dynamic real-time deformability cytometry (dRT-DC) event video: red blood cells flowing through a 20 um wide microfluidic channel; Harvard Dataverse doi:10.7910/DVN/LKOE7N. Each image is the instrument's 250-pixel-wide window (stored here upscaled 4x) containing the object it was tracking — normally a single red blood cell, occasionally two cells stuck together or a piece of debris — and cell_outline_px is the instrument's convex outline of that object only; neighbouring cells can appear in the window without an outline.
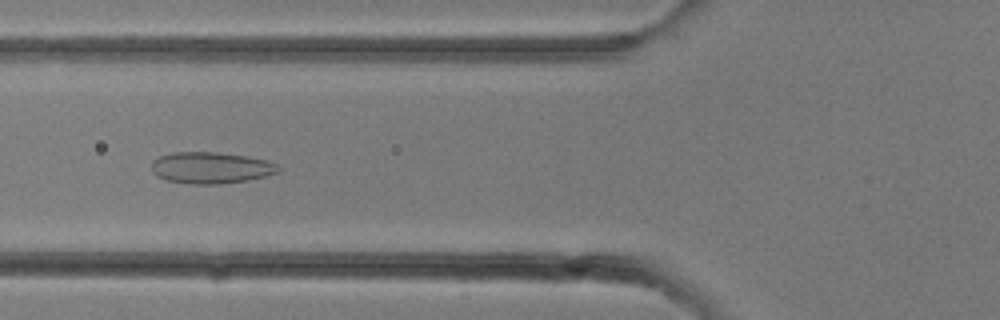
{"species": "common noctule bat (a hibernating species)", "species_latin": "Nyctalus noctula", "temperature_condition": "room temperature", "stored_images_in_passage": 25, "camera_frame_rate_fps": 3000, "um_per_image_px": 0.085, "animal": {"sex": "female"}, "frame": {"image": 1, "passage_image": 5, "time_ms": 1.333, "image_size_px": [1000, 320], "cell_outline_px": [[280, 172], [268, 176], [248, 180], [220, 184], [192, 184], [168, 180], [156, 176], [152, 172], [152, 160], [160, 156], [176, 152], [216, 152], [248, 156], [268, 160], [276, 164], [280, 168]], "centroid_in_image_um": [17.96, 14.26], "position_along_channel_um": 107.8, "area_um2": 23.41}}
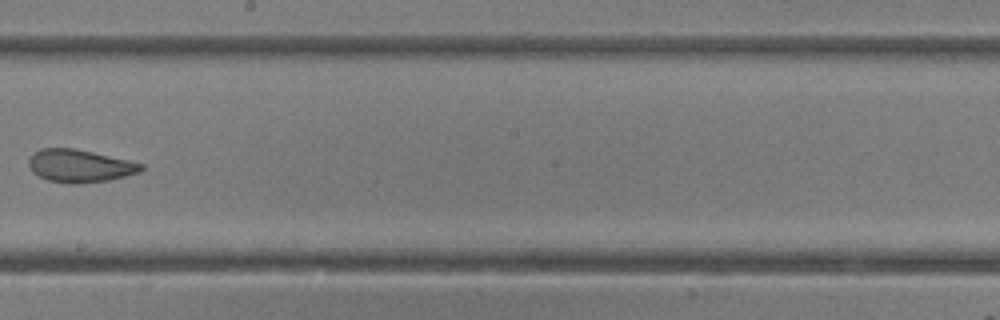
{"frame": {"image": 2, "passage_image": 11, "time_ms": 3.333, "image_size_px": [1000, 320], "cell_outline_px": [[144, 168], [140, 172], [108, 180], [76, 184], [72, 184], [48, 180], [32, 172], [28, 164], [28, 160], [40, 148], [76, 148], [128, 160], [144, 164]], "centroid_in_image_um": [6.78, 14.09], "position_along_channel_um": 241.4, "area_um2": 21.33}}
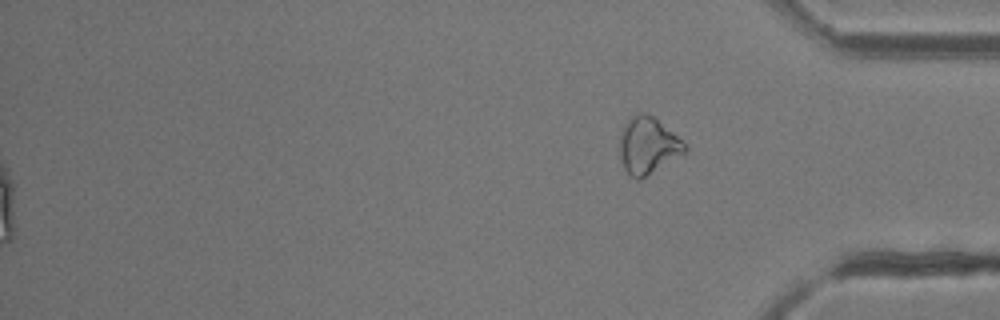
{"frame": {"image": 3, "passage_image": 25, "time_ms": 8.0, "image_size_px": [1000, 320], "cell_outline_px": [[688, 148], [684, 152], [640, 180], [636, 180], [624, 168], [620, 156], [620, 136], [624, 124], [636, 112], [644, 112], [652, 116], [676, 136]], "centroid_in_image_um": [55.02, 12.37], "position_along_channel_um": 380.2, "area_um2": 20.87}}